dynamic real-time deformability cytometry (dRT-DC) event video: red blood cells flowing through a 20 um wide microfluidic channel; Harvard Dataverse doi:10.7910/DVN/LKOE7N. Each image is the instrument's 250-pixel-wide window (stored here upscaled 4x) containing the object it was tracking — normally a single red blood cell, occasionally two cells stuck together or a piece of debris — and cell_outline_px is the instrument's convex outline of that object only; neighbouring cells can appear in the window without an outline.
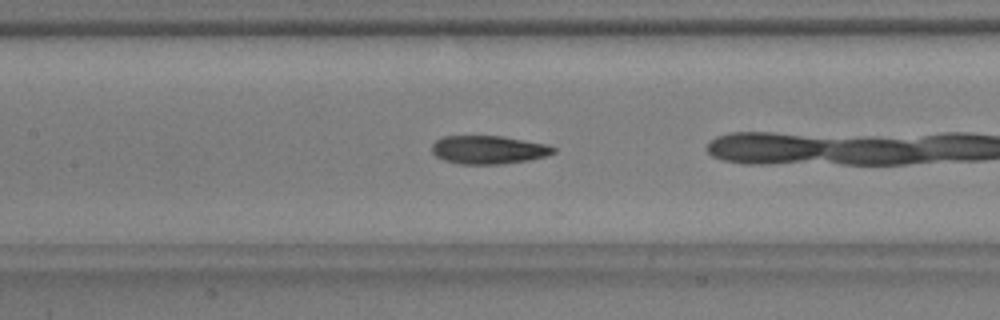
{"species": "common noctule bat (a hibernating species)", "species_latin": "Nyctalus noctula", "temperature_condition": "warm", "stored_images_in_passage": 12, "camera_frame_rate_fps": 3000, "um_per_image_px": 0.085, "animal": {"sex": "male", "body_mass_g": 17.9, "forearm_length_mm": 54.2}, "frame": {"image": 1, "passage_image": 7, "time_ms": 2.0, "image_size_px": [1000, 320], "cell_outline_px": [[556, 152], [544, 156], [528, 160], [504, 164], [456, 164], [444, 160], [436, 156], [432, 152], [432, 144], [436, 140], [444, 136], [504, 136], [548, 144], [556, 148]], "centroid_in_image_um": [41.53, 12.73], "position_along_channel_um": 165.9, "area_um2": 20.23}}